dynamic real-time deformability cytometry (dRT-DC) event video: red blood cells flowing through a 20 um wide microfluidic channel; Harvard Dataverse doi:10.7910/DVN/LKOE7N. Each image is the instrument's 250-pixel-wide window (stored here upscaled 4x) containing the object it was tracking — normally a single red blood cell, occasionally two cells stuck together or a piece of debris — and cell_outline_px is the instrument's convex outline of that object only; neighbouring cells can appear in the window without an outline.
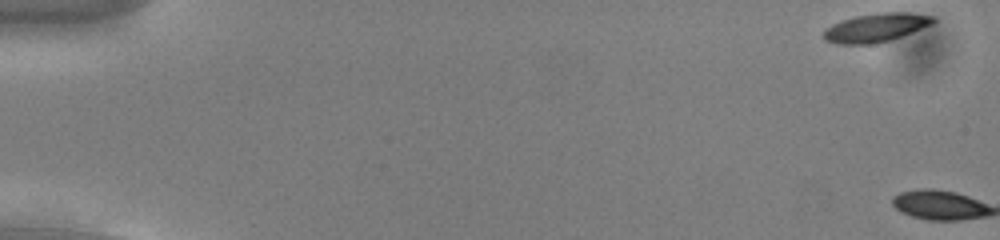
{"species": "common noctule bat (a hibernating species)", "species_latin": "Nyctalus noctula", "temperature_condition": "cold", "stored_images_in_passage": 2, "camera_frame_rate_fps": 3000, "um_per_image_px": 0.085, "animal": {"sex": "male", "body_mass_g": 13.0, "forearm_length_mm": 53.1}, "frame": {"image": 1, "passage_image": 1, "time_ms": 0.0, "image_size_px": [1000, 240], "cell_outline_px": [[936, 20], [932, 24], [900, 36], [876, 44], [836, 44], [824, 40], [824, 28], [832, 24], [856, 16], [880, 12], [904, 12], [936, 16]], "centroid_in_image_um": [74.43, 2.35], "position_along_channel_um": 10.6, "area_um2": 18.15}}